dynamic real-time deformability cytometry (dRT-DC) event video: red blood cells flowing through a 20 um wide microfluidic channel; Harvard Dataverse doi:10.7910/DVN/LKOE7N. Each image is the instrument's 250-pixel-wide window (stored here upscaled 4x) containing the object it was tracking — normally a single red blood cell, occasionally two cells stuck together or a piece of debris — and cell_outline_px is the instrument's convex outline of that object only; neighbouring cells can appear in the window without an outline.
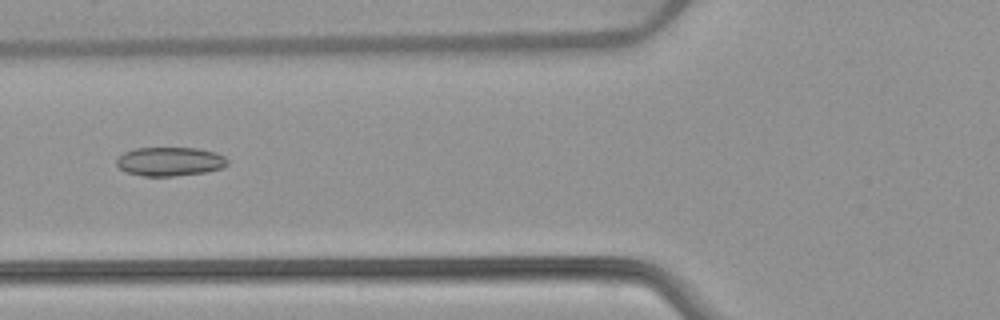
{"species": "common noctule bat (a hibernating species)", "species_latin": "Nyctalus noctula", "temperature_condition": "warm", "stored_images_in_passage": 52, "camera_frame_rate_fps": 3000, "um_per_image_px": 0.085, "animal": {"sex": "female", "body_mass_g": 22.7, "forearm_length_mm": 54.2}, "frame": {"image": 1, "passage_image": 21, "time_ms": 6.667, "image_size_px": [1000, 320], "cell_outline_px": [[228, 164], [220, 168], [204, 172], [172, 176], [144, 176], [128, 172], [120, 168], [116, 164], [116, 160], [124, 152], [136, 148], [196, 148], [216, 152], [224, 156], [228, 160]], "centroid_in_image_um": [14.44, 13.72], "position_along_channel_um": 111.4, "area_um2": 18.5}}
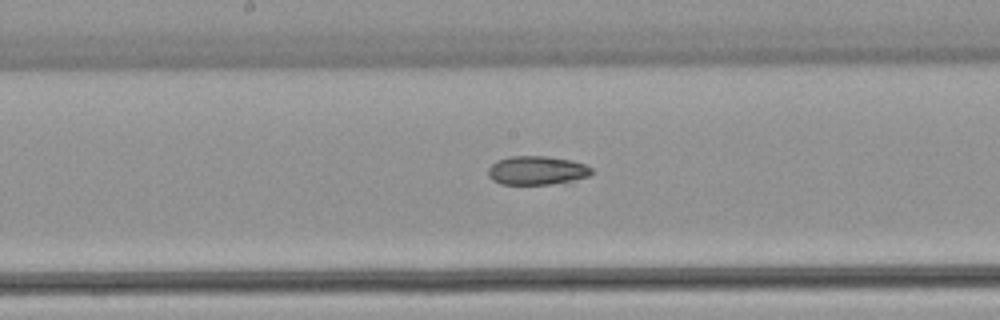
{"frame": {"image": 2, "passage_image": 28, "time_ms": 9.0, "image_size_px": [1000, 320], "cell_outline_px": [[596, 172], [588, 176], [572, 180], [552, 184], [500, 184], [492, 180], [488, 176], [488, 168], [496, 160], [508, 156], [548, 156], [572, 160], [584, 164], [592, 168]], "centroid_in_image_um": [45.62, 14.47], "position_along_channel_um": 202.6, "area_um2": 17.51}}
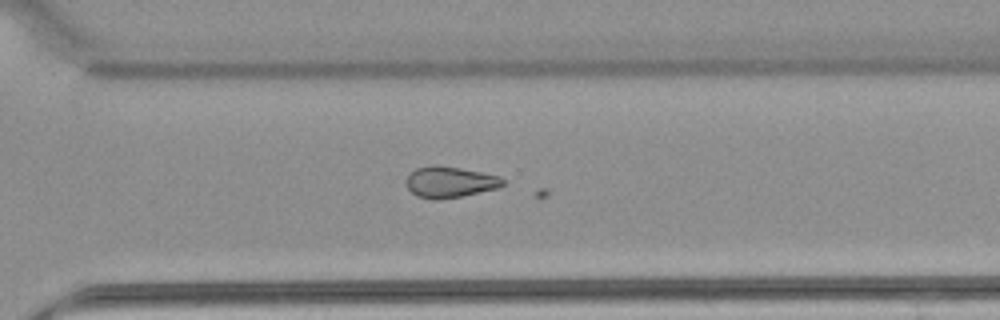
{"frame": {"image": 3, "passage_image": 38, "time_ms": 12.333, "image_size_px": [1000, 320], "cell_outline_px": [[504, 184], [500, 188], [460, 196], [416, 196], [408, 188], [408, 176], [416, 168], [432, 164], [436, 164], [460, 168], [500, 176], [504, 180]], "centroid_in_image_um": [38.3, 15.42], "position_along_channel_um": 332.3, "area_um2": 16.76}}